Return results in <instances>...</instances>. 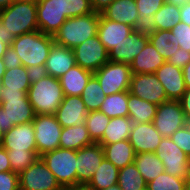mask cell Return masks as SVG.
<instances>
[{
	"instance_id": "6da1fadb",
	"label": "cell",
	"mask_w": 190,
	"mask_h": 190,
	"mask_svg": "<svg viewBox=\"0 0 190 190\" xmlns=\"http://www.w3.org/2000/svg\"><path fill=\"white\" fill-rule=\"evenodd\" d=\"M37 23L39 30L54 36L68 19L93 12L91 0H38Z\"/></svg>"
},
{
	"instance_id": "d4e9b609",
	"label": "cell",
	"mask_w": 190,
	"mask_h": 190,
	"mask_svg": "<svg viewBox=\"0 0 190 190\" xmlns=\"http://www.w3.org/2000/svg\"><path fill=\"white\" fill-rule=\"evenodd\" d=\"M165 63L156 48L148 42L130 64L132 74L155 73Z\"/></svg>"
},
{
	"instance_id": "cb8c5ba5",
	"label": "cell",
	"mask_w": 190,
	"mask_h": 190,
	"mask_svg": "<svg viewBox=\"0 0 190 190\" xmlns=\"http://www.w3.org/2000/svg\"><path fill=\"white\" fill-rule=\"evenodd\" d=\"M93 72L83 69L79 65L70 68L59 78L64 96H81Z\"/></svg>"
},
{
	"instance_id": "30bf717a",
	"label": "cell",
	"mask_w": 190,
	"mask_h": 190,
	"mask_svg": "<svg viewBox=\"0 0 190 190\" xmlns=\"http://www.w3.org/2000/svg\"><path fill=\"white\" fill-rule=\"evenodd\" d=\"M155 154L162 161L166 173L186 179L190 175V159L170 137H163Z\"/></svg>"
},
{
	"instance_id": "ba28073f",
	"label": "cell",
	"mask_w": 190,
	"mask_h": 190,
	"mask_svg": "<svg viewBox=\"0 0 190 190\" xmlns=\"http://www.w3.org/2000/svg\"><path fill=\"white\" fill-rule=\"evenodd\" d=\"M106 96L129 91L132 71L129 64L108 61L93 73Z\"/></svg>"
},
{
	"instance_id": "6125c7cd",
	"label": "cell",
	"mask_w": 190,
	"mask_h": 190,
	"mask_svg": "<svg viewBox=\"0 0 190 190\" xmlns=\"http://www.w3.org/2000/svg\"><path fill=\"white\" fill-rule=\"evenodd\" d=\"M102 190H121V188L119 187L118 184H116L114 186H110V187L102 189Z\"/></svg>"
},
{
	"instance_id": "1f68e13d",
	"label": "cell",
	"mask_w": 190,
	"mask_h": 190,
	"mask_svg": "<svg viewBox=\"0 0 190 190\" xmlns=\"http://www.w3.org/2000/svg\"><path fill=\"white\" fill-rule=\"evenodd\" d=\"M118 175L119 169L104 158L97 172H94L88 185L94 190H102L116 185L118 181Z\"/></svg>"
},
{
	"instance_id": "e7e4bbea",
	"label": "cell",
	"mask_w": 190,
	"mask_h": 190,
	"mask_svg": "<svg viewBox=\"0 0 190 190\" xmlns=\"http://www.w3.org/2000/svg\"><path fill=\"white\" fill-rule=\"evenodd\" d=\"M15 1L37 2L38 0H15Z\"/></svg>"
},
{
	"instance_id": "03108f58",
	"label": "cell",
	"mask_w": 190,
	"mask_h": 190,
	"mask_svg": "<svg viewBox=\"0 0 190 190\" xmlns=\"http://www.w3.org/2000/svg\"><path fill=\"white\" fill-rule=\"evenodd\" d=\"M141 190H149V188L146 186L145 188L141 189Z\"/></svg>"
},
{
	"instance_id": "836d02e7",
	"label": "cell",
	"mask_w": 190,
	"mask_h": 190,
	"mask_svg": "<svg viewBox=\"0 0 190 190\" xmlns=\"http://www.w3.org/2000/svg\"><path fill=\"white\" fill-rule=\"evenodd\" d=\"M105 97L106 95L104 94L99 81L93 75L81 93V98L88 112L98 111Z\"/></svg>"
},
{
	"instance_id": "9c48e42d",
	"label": "cell",
	"mask_w": 190,
	"mask_h": 190,
	"mask_svg": "<svg viewBox=\"0 0 190 190\" xmlns=\"http://www.w3.org/2000/svg\"><path fill=\"white\" fill-rule=\"evenodd\" d=\"M32 123L35 129L38 156L60 147V137L63 128L55 115L35 114Z\"/></svg>"
},
{
	"instance_id": "52a82bcc",
	"label": "cell",
	"mask_w": 190,
	"mask_h": 190,
	"mask_svg": "<svg viewBox=\"0 0 190 190\" xmlns=\"http://www.w3.org/2000/svg\"><path fill=\"white\" fill-rule=\"evenodd\" d=\"M39 157L63 188L76 185L77 151L59 147Z\"/></svg>"
},
{
	"instance_id": "8fae6325",
	"label": "cell",
	"mask_w": 190,
	"mask_h": 190,
	"mask_svg": "<svg viewBox=\"0 0 190 190\" xmlns=\"http://www.w3.org/2000/svg\"><path fill=\"white\" fill-rule=\"evenodd\" d=\"M20 190H63L53 173L39 157L19 174Z\"/></svg>"
},
{
	"instance_id": "4316f807",
	"label": "cell",
	"mask_w": 190,
	"mask_h": 190,
	"mask_svg": "<svg viewBox=\"0 0 190 190\" xmlns=\"http://www.w3.org/2000/svg\"><path fill=\"white\" fill-rule=\"evenodd\" d=\"M101 145L104 151V158L110 161L116 168L122 169L134 163L135 152L129 140Z\"/></svg>"
},
{
	"instance_id": "484cf974",
	"label": "cell",
	"mask_w": 190,
	"mask_h": 190,
	"mask_svg": "<svg viewBox=\"0 0 190 190\" xmlns=\"http://www.w3.org/2000/svg\"><path fill=\"white\" fill-rule=\"evenodd\" d=\"M101 14L106 19L133 27L138 17V10L135 0H114Z\"/></svg>"
},
{
	"instance_id": "60d3db41",
	"label": "cell",
	"mask_w": 190,
	"mask_h": 190,
	"mask_svg": "<svg viewBox=\"0 0 190 190\" xmlns=\"http://www.w3.org/2000/svg\"><path fill=\"white\" fill-rule=\"evenodd\" d=\"M147 187L149 190H185V179L163 172L147 183Z\"/></svg>"
},
{
	"instance_id": "f6af8a7d",
	"label": "cell",
	"mask_w": 190,
	"mask_h": 190,
	"mask_svg": "<svg viewBox=\"0 0 190 190\" xmlns=\"http://www.w3.org/2000/svg\"><path fill=\"white\" fill-rule=\"evenodd\" d=\"M0 190H20L19 175L15 172H0Z\"/></svg>"
},
{
	"instance_id": "9f6ffc18",
	"label": "cell",
	"mask_w": 190,
	"mask_h": 190,
	"mask_svg": "<svg viewBox=\"0 0 190 190\" xmlns=\"http://www.w3.org/2000/svg\"><path fill=\"white\" fill-rule=\"evenodd\" d=\"M165 2L181 7L186 2H190V0H165Z\"/></svg>"
},
{
	"instance_id": "7a4b0ae2",
	"label": "cell",
	"mask_w": 190,
	"mask_h": 190,
	"mask_svg": "<svg viewBox=\"0 0 190 190\" xmlns=\"http://www.w3.org/2000/svg\"><path fill=\"white\" fill-rule=\"evenodd\" d=\"M28 91L3 89L0 105V134L19 124L32 122L35 113L27 96Z\"/></svg>"
},
{
	"instance_id": "be15d7a7",
	"label": "cell",
	"mask_w": 190,
	"mask_h": 190,
	"mask_svg": "<svg viewBox=\"0 0 190 190\" xmlns=\"http://www.w3.org/2000/svg\"><path fill=\"white\" fill-rule=\"evenodd\" d=\"M2 91H3V87H2L1 81H0V105H1Z\"/></svg>"
},
{
	"instance_id": "bcb514c9",
	"label": "cell",
	"mask_w": 190,
	"mask_h": 190,
	"mask_svg": "<svg viewBox=\"0 0 190 190\" xmlns=\"http://www.w3.org/2000/svg\"><path fill=\"white\" fill-rule=\"evenodd\" d=\"M2 60L6 69L16 68L23 65L20 57L12 46L7 48Z\"/></svg>"
},
{
	"instance_id": "8992f818",
	"label": "cell",
	"mask_w": 190,
	"mask_h": 190,
	"mask_svg": "<svg viewBox=\"0 0 190 190\" xmlns=\"http://www.w3.org/2000/svg\"><path fill=\"white\" fill-rule=\"evenodd\" d=\"M0 21L15 37L39 30L36 2L14 1L0 10Z\"/></svg>"
},
{
	"instance_id": "5bb4252c",
	"label": "cell",
	"mask_w": 190,
	"mask_h": 190,
	"mask_svg": "<svg viewBox=\"0 0 190 190\" xmlns=\"http://www.w3.org/2000/svg\"><path fill=\"white\" fill-rule=\"evenodd\" d=\"M129 93L157 106L169 101L163 85L154 73L132 74Z\"/></svg>"
},
{
	"instance_id": "f907efd6",
	"label": "cell",
	"mask_w": 190,
	"mask_h": 190,
	"mask_svg": "<svg viewBox=\"0 0 190 190\" xmlns=\"http://www.w3.org/2000/svg\"><path fill=\"white\" fill-rule=\"evenodd\" d=\"M15 38L16 37L14 34L7 32V30L5 29V26L0 21V39L2 40V42L8 47H10L13 41L15 40Z\"/></svg>"
},
{
	"instance_id": "d6986e66",
	"label": "cell",
	"mask_w": 190,
	"mask_h": 190,
	"mask_svg": "<svg viewBox=\"0 0 190 190\" xmlns=\"http://www.w3.org/2000/svg\"><path fill=\"white\" fill-rule=\"evenodd\" d=\"M87 114L88 110L81 96H64L55 112V117L62 128H64L85 124Z\"/></svg>"
},
{
	"instance_id": "9a60e30c",
	"label": "cell",
	"mask_w": 190,
	"mask_h": 190,
	"mask_svg": "<svg viewBox=\"0 0 190 190\" xmlns=\"http://www.w3.org/2000/svg\"><path fill=\"white\" fill-rule=\"evenodd\" d=\"M103 160L104 151L99 143L77 150L76 184H88Z\"/></svg>"
},
{
	"instance_id": "91938a15",
	"label": "cell",
	"mask_w": 190,
	"mask_h": 190,
	"mask_svg": "<svg viewBox=\"0 0 190 190\" xmlns=\"http://www.w3.org/2000/svg\"><path fill=\"white\" fill-rule=\"evenodd\" d=\"M5 71H6L5 65L3 63L2 58H0V81L3 78Z\"/></svg>"
},
{
	"instance_id": "f5cc1de1",
	"label": "cell",
	"mask_w": 190,
	"mask_h": 190,
	"mask_svg": "<svg viewBox=\"0 0 190 190\" xmlns=\"http://www.w3.org/2000/svg\"><path fill=\"white\" fill-rule=\"evenodd\" d=\"M181 22L190 26V2H186L180 7Z\"/></svg>"
},
{
	"instance_id": "94428289",
	"label": "cell",
	"mask_w": 190,
	"mask_h": 190,
	"mask_svg": "<svg viewBox=\"0 0 190 190\" xmlns=\"http://www.w3.org/2000/svg\"><path fill=\"white\" fill-rule=\"evenodd\" d=\"M185 190H190V175L185 179Z\"/></svg>"
},
{
	"instance_id": "4dcf8cb0",
	"label": "cell",
	"mask_w": 190,
	"mask_h": 190,
	"mask_svg": "<svg viewBox=\"0 0 190 190\" xmlns=\"http://www.w3.org/2000/svg\"><path fill=\"white\" fill-rule=\"evenodd\" d=\"M134 164L146 183H149L158 175L165 172L162 161L155 153L135 154Z\"/></svg>"
},
{
	"instance_id": "ffe728a7",
	"label": "cell",
	"mask_w": 190,
	"mask_h": 190,
	"mask_svg": "<svg viewBox=\"0 0 190 190\" xmlns=\"http://www.w3.org/2000/svg\"><path fill=\"white\" fill-rule=\"evenodd\" d=\"M148 42V35L133 31L109 51V61L130 65Z\"/></svg>"
},
{
	"instance_id": "f1b7e54d",
	"label": "cell",
	"mask_w": 190,
	"mask_h": 190,
	"mask_svg": "<svg viewBox=\"0 0 190 190\" xmlns=\"http://www.w3.org/2000/svg\"><path fill=\"white\" fill-rule=\"evenodd\" d=\"M128 111L129 118L133 124L151 123L154 120L157 111V105L145 101L128 91Z\"/></svg>"
},
{
	"instance_id": "f546056e",
	"label": "cell",
	"mask_w": 190,
	"mask_h": 190,
	"mask_svg": "<svg viewBox=\"0 0 190 190\" xmlns=\"http://www.w3.org/2000/svg\"><path fill=\"white\" fill-rule=\"evenodd\" d=\"M133 122L129 117L111 118L99 144H113L122 140H128Z\"/></svg>"
},
{
	"instance_id": "3957f363",
	"label": "cell",
	"mask_w": 190,
	"mask_h": 190,
	"mask_svg": "<svg viewBox=\"0 0 190 190\" xmlns=\"http://www.w3.org/2000/svg\"><path fill=\"white\" fill-rule=\"evenodd\" d=\"M100 13L92 12L68 18L54 34V43L74 49L86 39L97 35Z\"/></svg>"
},
{
	"instance_id": "ee69618b",
	"label": "cell",
	"mask_w": 190,
	"mask_h": 190,
	"mask_svg": "<svg viewBox=\"0 0 190 190\" xmlns=\"http://www.w3.org/2000/svg\"><path fill=\"white\" fill-rule=\"evenodd\" d=\"M174 51L172 52L171 57L167 60L168 63L176 66L180 69L190 62V52L180 48L179 45L173 46Z\"/></svg>"
},
{
	"instance_id": "7c38bea8",
	"label": "cell",
	"mask_w": 190,
	"mask_h": 190,
	"mask_svg": "<svg viewBox=\"0 0 190 190\" xmlns=\"http://www.w3.org/2000/svg\"><path fill=\"white\" fill-rule=\"evenodd\" d=\"M187 123L180 101L169 100L157 106L153 124L162 137H171Z\"/></svg>"
},
{
	"instance_id": "f35d334b",
	"label": "cell",
	"mask_w": 190,
	"mask_h": 190,
	"mask_svg": "<svg viewBox=\"0 0 190 190\" xmlns=\"http://www.w3.org/2000/svg\"><path fill=\"white\" fill-rule=\"evenodd\" d=\"M12 172L18 175L39 158L37 151L7 150Z\"/></svg>"
},
{
	"instance_id": "4fadbf2b",
	"label": "cell",
	"mask_w": 190,
	"mask_h": 190,
	"mask_svg": "<svg viewBox=\"0 0 190 190\" xmlns=\"http://www.w3.org/2000/svg\"><path fill=\"white\" fill-rule=\"evenodd\" d=\"M76 65L91 72H96L109 61V52L98 35L86 39L73 49Z\"/></svg>"
},
{
	"instance_id": "603a6c76",
	"label": "cell",
	"mask_w": 190,
	"mask_h": 190,
	"mask_svg": "<svg viewBox=\"0 0 190 190\" xmlns=\"http://www.w3.org/2000/svg\"><path fill=\"white\" fill-rule=\"evenodd\" d=\"M135 2L138 17L133 26L134 32L144 35L154 33L157 30L154 14L163 6L165 0H135Z\"/></svg>"
},
{
	"instance_id": "5b68a950",
	"label": "cell",
	"mask_w": 190,
	"mask_h": 190,
	"mask_svg": "<svg viewBox=\"0 0 190 190\" xmlns=\"http://www.w3.org/2000/svg\"><path fill=\"white\" fill-rule=\"evenodd\" d=\"M28 100L35 114L55 115L64 99L59 79L51 75L32 83L27 92Z\"/></svg>"
},
{
	"instance_id": "2e32d148",
	"label": "cell",
	"mask_w": 190,
	"mask_h": 190,
	"mask_svg": "<svg viewBox=\"0 0 190 190\" xmlns=\"http://www.w3.org/2000/svg\"><path fill=\"white\" fill-rule=\"evenodd\" d=\"M0 145L6 151H37L33 123L15 125L8 132L1 135Z\"/></svg>"
},
{
	"instance_id": "e0dca14e",
	"label": "cell",
	"mask_w": 190,
	"mask_h": 190,
	"mask_svg": "<svg viewBox=\"0 0 190 190\" xmlns=\"http://www.w3.org/2000/svg\"><path fill=\"white\" fill-rule=\"evenodd\" d=\"M162 136L155 128L153 122L133 124L128 138L135 154L155 153Z\"/></svg>"
},
{
	"instance_id": "6f0895ef",
	"label": "cell",
	"mask_w": 190,
	"mask_h": 190,
	"mask_svg": "<svg viewBox=\"0 0 190 190\" xmlns=\"http://www.w3.org/2000/svg\"><path fill=\"white\" fill-rule=\"evenodd\" d=\"M15 0H0V10L6 9Z\"/></svg>"
},
{
	"instance_id": "74e56055",
	"label": "cell",
	"mask_w": 190,
	"mask_h": 190,
	"mask_svg": "<svg viewBox=\"0 0 190 190\" xmlns=\"http://www.w3.org/2000/svg\"><path fill=\"white\" fill-rule=\"evenodd\" d=\"M110 119L111 118L99 110L88 112L85 125L91 139L95 143H97L103 137Z\"/></svg>"
},
{
	"instance_id": "8d00e7d4",
	"label": "cell",
	"mask_w": 190,
	"mask_h": 190,
	"mask_svg": "<svg viewBox=\"0 0 190 190\" xmlns=\"http://www.w3.org/2000/svg\"><path fill=\"white\" fill-rule=\"evenodd\" d=\"M154 16L157 30L170 31L177 23L181 22L180 7L166 2Z\"/></svg>"
},
{
	"instance_id": "e575fe53",
	"label": "cell",
	"mask_w": 190,
	"mask_h": 190,
	"mask_svg": "<svg viewBox=\"0 0 190 190\" xmlns=\"http://www.w3.org/2000/svg\"><path fill=\"white\" fill-rule=\"evenodd\" d=\"M3 89L28 91L31 83L27 76L26 67L6 69L1 79Z\"/></svg>"
},
{
	"instance_id": "816d5d0a",
	"label": "cell",
	"mask_w": 190,
	"mask_h": 190,
	"mask_svg": "<svg viewBox=\"0 0 190 190\" xmlns=\"http://www.w3.org/2000/svg\"><path fill=\"white\" fill-rule=\"evenodd\" d=\"M114 0H91V6L94 12L101 13L106 9Z\"/></svg>"
},
{
	"instance_id": "681fc988",
	"label": "cell",
	"mask_w": 190,
	"mask_h": 190,
	"mask_svg": "<svg viewBox=\"0 0 190 190\" xmlns=\"http://www.w3.org/2000/svg\"><path fill=\"white\" fill-rule=\"evenodd\" d=\"M11 170L10 160L7 151L0 145V172H8Z\"/></svg>"
},
{
	"instance_id": "7dc6e473",
	"label": "cell",
	"mask_w": 190,
	"mask_h": 190,
	"mask_svg": "<svg viewBox=\"0 0 190 190\" xmlns=\"http://www.w3.org/2000/svg\"><path fill=\"white\" fill-rule=\"evenodd\" d=\"M26 71L31 84L45 78L48 75L45 64L27 67Z\"/></svg>"
},
{
	"instance_id": "d6a6232c",
	"label": "cell",
	"mask_w": 190,
	"mask_h": 190,
	"mask_svg": "<svg viewBox=\"0 0 190 190\" xmlns=\"http://www.w3.org/2000/svg\"><path fill=\"white\" fill-rule=\"evenodd\" d=\"M128 91H122L105 97L99 111L109 118L128 117Z\"/></svg>"
},
{
	"instance_id": "d590c367",
	"label": "cell",
	"mask_w": 190,
	"mask_h": 190,
	"mask_svg": "<svg viewBox=\"0 0 190 190\" xmlns=\"http://www.w3.org/2000/svg\"><path fill=\"white\" fill-rule=\"evenodd\" d=\"M117 184L121 190H141L147 186V183L134 163L119 169Z\"/></svg>"
},
{
	"instance_id": "7402d4cb",
	"label": "cell",
	"mask_w": 190,
	"mask_h": 190,
	"mask_svg": "<svg viewBox=\"0 0 190 190\" xmlns=\"http://www.w3.org/2000/svg\"><path fill=\"white\" fill-rule=\"evenodd\" d=\"M75 65L73 49L54 43L45 63L48 75L59 79Z\"/></svg>"
},
{
	"instance_id": "db71d44e",
	"label": "cell",
	"mask_w": 190,
	"mask_h": 190,
	"mask_svg": "<svg viewBox=\"0 0 190 190\" xmlns=\"http://www.w3.org/2000/svg\"><path fill=\"white\" fill-rule=\"evenodd\" d=\"M184 82L187 88H190V62L183 67Z\"/></svg>"
},
{
	"instance_id": "44dd1931",
	"label": "cell",
	"mask_w": 190,
	"mask_h": 190,
	"mask_svg": "<svg viewBox=\"0 0 190 190\" xmlns=\"http://www.w3.org/2000/svg\"><path fill=\"white\" fill-rule=\"evenodd\" d=\"M133 31L134 29L130 25L111 21L100 13L97 35L108 52Z\"/></svg>"
},
{
	"instance_id": "ac0fdd59",
	"label": "cell",
	"mask_w": 190,
	"mask_h": 190,
	"mask_svg": "<svg viewBox=\"0 0 190 190\" xmlns=\"http://www.w3.org/2000/svg\"><path fill=\"white\" fill-rule=\"evenodd\" d=\"M154 74L163 85L168 100L179 101L187 89L183 70L165 61Z\"/></svg>"
},
{
	"instance_id": "ab89813d",
	"label": "cell",
	"mask_w": 190,
	"mask_h": 190,
	"mask_svg": "<svg viewBox=\"0 0 190 190\" xmlns=\"http://www.w3.org/2000/svg\"><path fill=\"white\" fill-rule=\"evenodd\" d=\"M171 39L169 30H156L148 35L149 42L156 48L158 53L167 61L174 51V43L169 42Z\"/></svg>"
},
{
	"instance_id": "c3c4849f",
	"label": "cell",
	"mask_w": 190,
	"mask_h": 190,
	"mask_svg": "<svg viewBox=\"0 0 190 190\" xmlns=\"http://www.w3.org/2000/svg\"><path fill=\"white\" fill-rule=\"evenodd\" d=\"M186 116L187 121H190V88H187L179 100Z\"/></svg>"
},
{
	"instance_id": "83f0119b",
	"label": "cell",
	"mask_w": 190,
	"mask_h": 190,
	"mask_svg": "<svg viewBox=\"0 0 190 190\" xmlns=\"http://www.w3.org/2000/svg\"><path fill=\"white\" fill-rule=\"evenodd\" d=\"M93 143L95 142L91 139L85 124H77L62 129L60 148L77 151Z\"/></svg>"
},
{
	"instance_id": "b9f144b4",
	"label": "cell",
	"mask_w": 190,
	"mask_h": 190,
	"mask_svg": "<svg viewBox=\"0 0 190 190\" xmlns=\"http://www.w3.org/2000/svg\"><path fill=\"white\" fill-rule=\"evenodd\" d=\"M169 42L179 45L180 48L190 52V26L179 22L170 30Z\"/></svg>"
},
{
	"instance_id": "11a10c76",
	"label": "cell",
	"mask_w": 190,
	"mask_h": 190,
	"mask_svg": "<svg viewBox=\"0 0 190 190\" xmlns=\"http://www.w3.org/2000/svg\"><path fill=\"white\" fill-rule=\"evenodd\" d=\"M63 190H94L88 184H76L74 186L65 187Z\"/></svg>"
},
{
	"instance_id": "277c9868",
	"label": "cell",
	"mask_w": 190,
	"mask_h": 190,
	"mask_svg": "<svg viewBox=\"0 0 190 190\" xmlns=\"http://www.w3.org/2000/svg\"><path fill=\"white\" fill-rule=\"evenodd\" d=\"M54 44L53 36L40 30L17 36L11 46L24 67L44 65Z\"/></svg>"
},
{
	"instance_id": "7bdbcfd3",
	"label": "cell",
	"mask_w": 190,
	"mask_h": 190,
	"mask_svg": "<svg viewBox=\"0 0 190 190\" xmlns=\"http://www.w3.org/2000/svg\"><path fill=\"white\" fill-rule=\"evenodd\" d=\"M170 139L174 142V144L180 148L190 159V129L189 126L186 125L180 129H178Z\"/></svg>"
},
{
	"instance_id": "680465c9",
	"label": "cell",
	"mask_w": 190,
	"mask_h": 190,
	"mask_svg": "<svg viewBox=\"0 0 190 190\" xmlns=\"http://www.w3.org/2000/svg\"><path fill=\"white\" fill-rule=\"evenodd\" d=\"M8 46L5 45L2 40L0 39V58H3V55L7 51Z\"/></svg>"
}]
</instances>
